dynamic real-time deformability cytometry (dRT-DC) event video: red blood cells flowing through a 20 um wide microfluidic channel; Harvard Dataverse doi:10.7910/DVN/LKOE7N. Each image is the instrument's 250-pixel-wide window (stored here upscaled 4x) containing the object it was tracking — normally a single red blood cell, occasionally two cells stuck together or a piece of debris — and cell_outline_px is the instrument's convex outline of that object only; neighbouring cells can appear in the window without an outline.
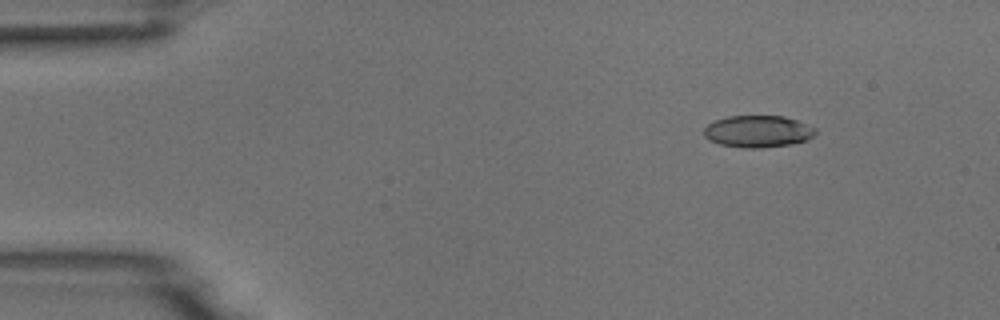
{"species": "common noctule bat (a hibernating species)", "species_latin": "Nyctalus noctula", "temperature_condition": "room temperature", "stored_images_in_passage": 6, "camera_frame_rate_fps": 3000, "um_per_image_px": 0.085, "animal": {"sex": "male", "body_mass_g": 18.8}, "frame": {"image": 1, "passage_image": 1, "time_ms": 0.0, "image_size_px": [1000, 320], "cell_outline_px": [[816, 132], [808, 140], [792, 144], [760, 148], [744, 148], [720, 144], [708, 140], [704, 136], [704, 128], [708, 124], [716, 120], [728, 116], [784, 116], [796, 120], [816, 128]], "centroid_in_image_um": [64.42, 11.17], "position_along_channel_um": 20.6, "area_um2": 20.75}}
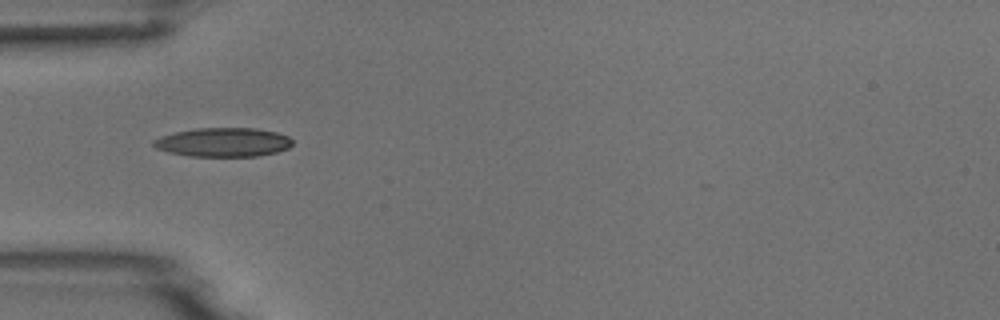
{"frame": {"image": 2, "passage_image": 4, "time_ms": 3.333, "image_size_px": [1000, 320], "cell_outline_px": [[292, 144], [288, 148], [276, 152], [256, 156], [192, 156], [168, 152], [156, 148], [152, 144], [152, 140], [160, 136], [176, 132], [196, 128], [256, 128], [276, 132], [288, 136], [292, 140]], "centroid_in_image_um": [18.96, 12.08], "position_along_channel_um": 66.0, "area_um2": 23.41}}